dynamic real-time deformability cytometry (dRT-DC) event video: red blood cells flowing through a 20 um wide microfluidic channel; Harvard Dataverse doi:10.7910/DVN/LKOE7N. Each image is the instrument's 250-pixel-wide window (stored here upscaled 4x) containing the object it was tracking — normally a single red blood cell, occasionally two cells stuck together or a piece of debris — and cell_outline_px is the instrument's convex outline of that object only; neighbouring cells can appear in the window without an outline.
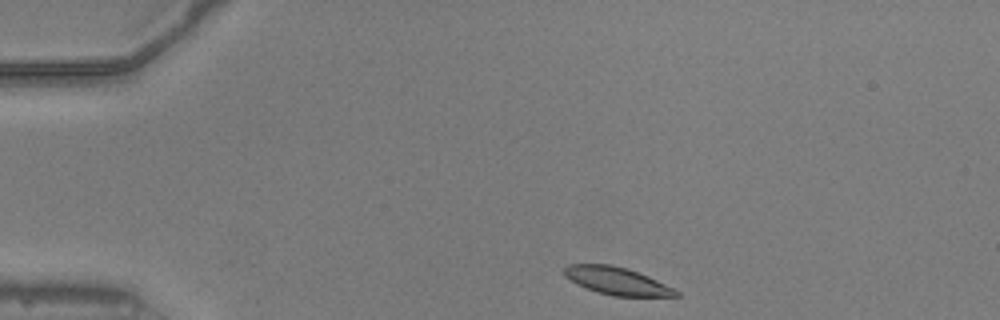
{"species": "common noctule bat (a hibernating species)", "species_latin": "Nyctalus noctula", "temperature_condition": "warm", "stored_images_in_passage": 43, "camera_frame_rate_fps": 3000, "um_per_image_px": 0.085, "animal": {"sex": "male", "body_mass_g": 20.5, "forearm_length_mm": 52.5}, "frame": {"image": 1, "passage_image": 1, "time_ms": 0.0, "image_size_px": [1000, 320], "cell_outline_px": [[680, 296], [612, 296], [576, 284], [564, 276], [564, 268], [568, 264], [612, 264], [628, 268], [648, 276], [680, 292]], "centroid_in_image_um": [52.41, 23.86], "position_along_channel_um": 32.6, "area_um2": 17.8}}
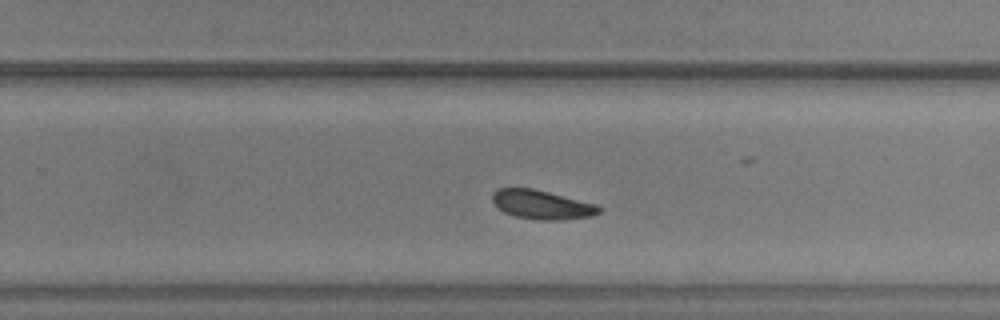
{"frame": {"image": 2, "passage_image": 25, "time_ms": 8.0, "image_size_px": [1000, 320], "cell_outline_px": [[600, 212], [592, 216], [560, 220], [540, 220], [516, 216], [504, 212], [496, 208], [492, 200], [492, 192], [496, 188], [532, 188], [600, 204]], "centroid_in_image_um": [46.05, 17.39], "position_along_channel_um": 283.7, "area_um2": 18.26}}
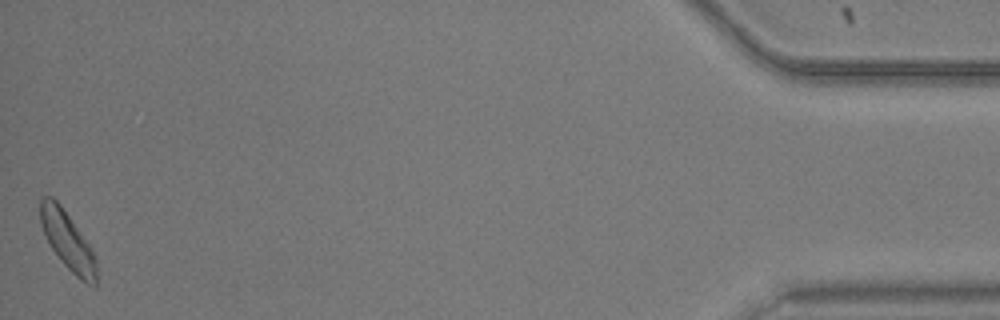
{"frame": {"image": 3, "passage_image": 43, "time_ms": 14.0, "image_size_px": [1000, 320], "cell_outline_px": [[96, 288], [92, 288], [80, 280], [60, 260], [52, 248], [40, 224], [40, 196], [52, 196], [60, 204], [88, 244], [96, 260]], "centroid_in_image_um": [5.74, 20.49], "position_along_channel_um": 429.5, "area_um2": 18.67}, "authors_computed_cell_mechanics": {"area_um2": 18.6116, "velocity_mm_per_s": 3.885, "shape_relaxation_time_tau1_ms": 3.5861, "shape_relaxation_time_tau2_ms": null, "deformation_change_tau1": 0.1142, "deformation_change_tau2": null}}